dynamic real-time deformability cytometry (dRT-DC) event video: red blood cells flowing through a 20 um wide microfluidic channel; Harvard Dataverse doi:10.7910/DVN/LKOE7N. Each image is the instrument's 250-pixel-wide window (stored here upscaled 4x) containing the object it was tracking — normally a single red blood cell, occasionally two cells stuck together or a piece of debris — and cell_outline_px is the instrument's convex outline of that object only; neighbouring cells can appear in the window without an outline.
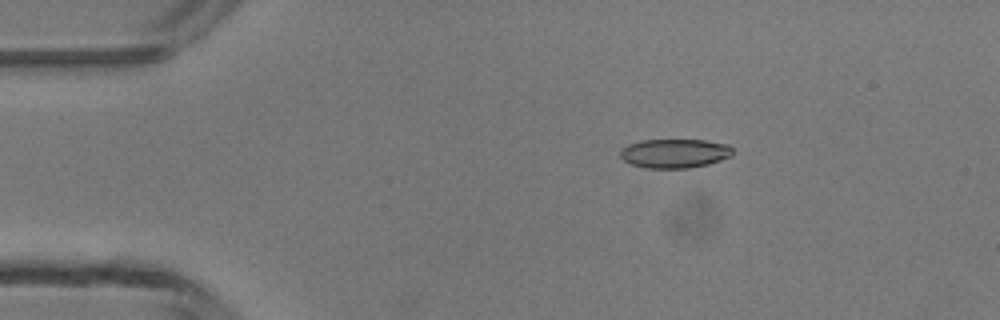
{"species": "common noctule bat (a hibernating species)", "species_latin": "Nyctalus noctula", "temperature_condition": "room temperature", "stored_images_in_passage": 4, "camera_frame_rate_fps": 3000, "um_per_image_px": 0.085, "animal": {"sex": "male", "body_mass_g": 13.3}, "frame": {"image": 1, "passage_image": 3, "time_ms": 2.333, "image_size_px": [1000, 320], "cell_outline_px": [[732, 156], [708, 164], [688, 168], [644, 168], [632, 164], [624, 160], [620, 156], [620, 152], [628, 144], [640, 140], [704, 140], [728, 144], [732, 148]], "centroid_in_image_um": [57.35, 13.03], "position_along_channel_um": 27.6, "area_um2": 19.02}}